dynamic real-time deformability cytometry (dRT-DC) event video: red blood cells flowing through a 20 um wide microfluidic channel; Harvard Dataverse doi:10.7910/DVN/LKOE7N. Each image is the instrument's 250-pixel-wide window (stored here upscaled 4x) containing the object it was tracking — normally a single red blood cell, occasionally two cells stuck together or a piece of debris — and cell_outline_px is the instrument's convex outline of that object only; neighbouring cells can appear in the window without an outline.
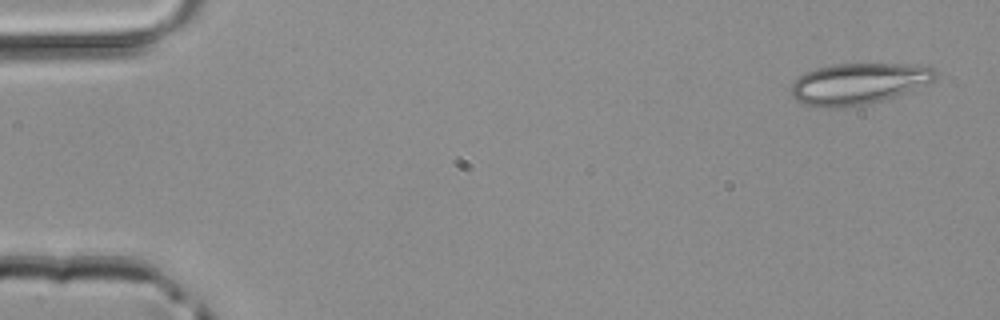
{"species": "common noctule bat (a hibernating species)", "species_latin": "Nyctalus noctula", "temperature_condition": "room temperature", "stored_images_in_passage": 5, "camera_frame_rate_fps": 3000, "um_per_image_px": 0.085, "animal": {"sex": "male", "body_mass_g": 20.4}, "frame": {"image": 1, "passage_image": 1, "time_ms": 0.0, "image_size_px": [1000, 320], "cell_outline_px": [[936, 76], [932, 80], [904, 92], [880, 100], [864, 104], [804, 104], [796, 100], [792, 96], [792, 84], [804, 72], [816, 68], [832, 64], [928, 64], [936, 72]], "centroid_in_image_um": [72.99, 7.03], "position_along_channel_um": 12.0, "area_um2": 33.12}}
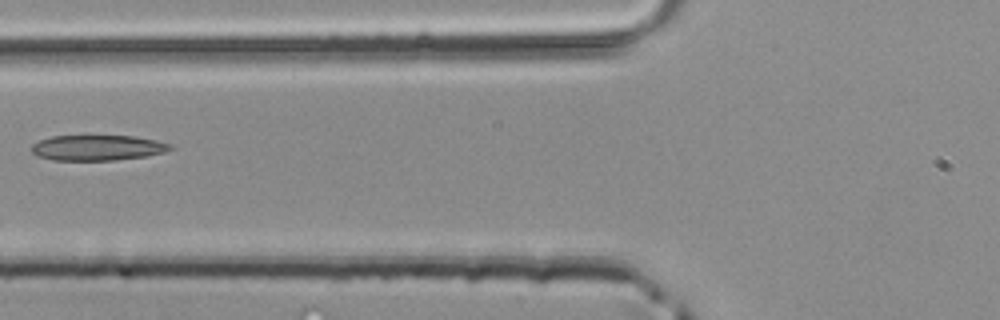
{"frame": {"image": 2, "passage_image": 5, "time_ms": 1.333, "image_size_px": [1000, 320], "cell_outline_px": [[176, 148], [164, 152], [148, 156], [116, 160], [52, 160], [36, 156], [32, 152], [32, 144], [40, 140], [52, 136], [84, 132], [132, 136], [156, 140], [172, 144]], "centroid_in_image_um": [8.28, 12.5], "position_along_channel_um": 117.5, "area_um2": 21.85}}